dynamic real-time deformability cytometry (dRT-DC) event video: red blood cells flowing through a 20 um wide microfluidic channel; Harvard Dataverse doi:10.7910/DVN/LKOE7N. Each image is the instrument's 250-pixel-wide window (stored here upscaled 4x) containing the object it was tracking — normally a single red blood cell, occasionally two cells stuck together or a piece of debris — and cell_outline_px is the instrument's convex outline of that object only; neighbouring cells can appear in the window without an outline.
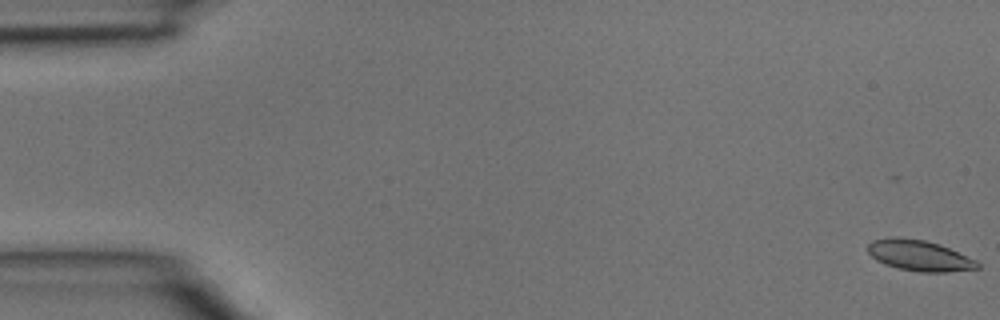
{"species": "common noctule bat (a hibernating species)", "species_latin": "Nyctalus noctula", "temperature_condition": "room temperature", "stored_images_in_passage": 5, "segment_of_instrument_passage": [1, 2], "camera_frame_rate_fps": 3000, "um_per_image_px": 0.085, "animal": {"sex": "male", "body_mass_g": 15.6}, "frame": {"image": 1, "passage_image": 1, "time_ms": 0.0, "image_size_px": [1000, 320], "cell_outline_px": [[980, 268], [948, 272], [920, 272], [900, 268], [884, 264], [876, 260], [868, 252], [868, 244], [872, 240], [892, 236], [924, 240], [940, 244], [976, 260], [980, 264]], "centroid_in_image_um": [78.14, 21.71], "position_along_channel_um": 6.9, "area_um2": 19.65}}
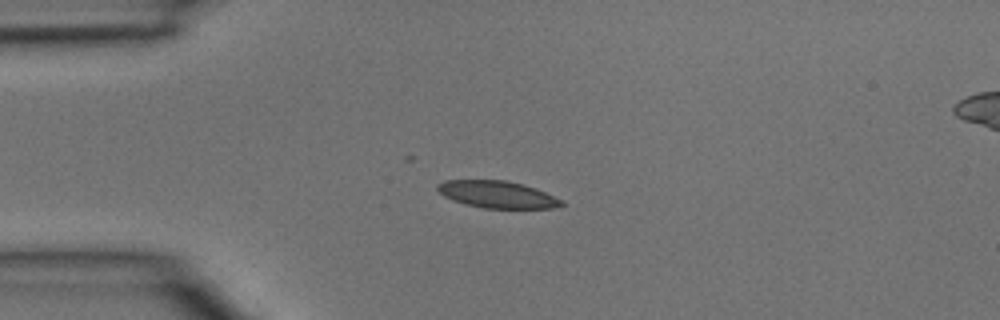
{"frame": {"image": 2, "passage_image": 4, "time_ms": 1.0, "image_size_px": [1000, 320], "cell_outline_px": [[564, 204], [552, 208], [484, 208], [464, 204], [452, 200], [444, 196], [436, 188], [436, 184], [444, 180], [504, 180], [524, 184], [536, 188], [564, 200]], "centroid_in_image_um": [42.26, 16.52], "position_along_channel_um": 42.7, "area_um2": 19.65}}